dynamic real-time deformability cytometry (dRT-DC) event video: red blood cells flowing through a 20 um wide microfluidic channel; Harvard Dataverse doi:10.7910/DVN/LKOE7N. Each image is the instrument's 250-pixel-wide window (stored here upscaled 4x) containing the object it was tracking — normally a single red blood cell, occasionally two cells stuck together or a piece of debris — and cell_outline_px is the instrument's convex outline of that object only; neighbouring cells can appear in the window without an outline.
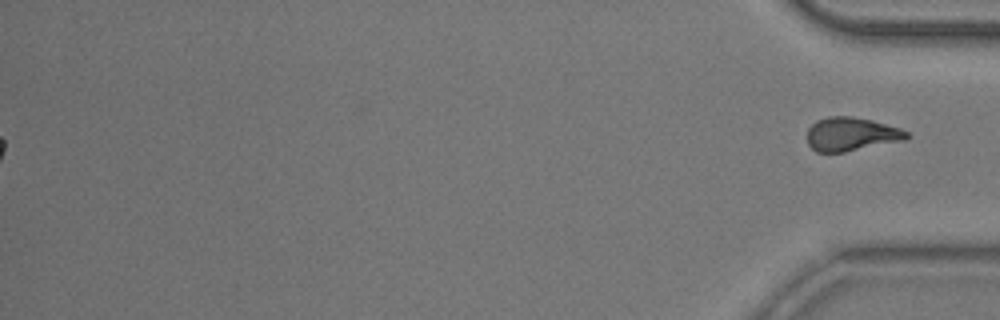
{"species": "common noctule bat (a hibernating species)", "species_latin": "Nyctalus noctula", "temperature_condition": "room temperature", "stored_images_in_passage": 41, "segment_of_instrument_passage": [2, 2], "camera_frame_rate_fps": 3000, "um_per_image_px": 0.085, "animal": {"sex": "male", "body_mass_g": 20.5, "forearm_length_mm": 52.5}, "frame": {"image": 1, "passage_image": 41, "time_ms": 13.333, "image_size_px": [1000, 320], "cell_outline_px": [[908, 136], [904, 140], [844, 152], [816, 152], [808, 144], [808, 128], [816, 120], [828, 116], [852, 116], [872, 120], [900, 128], [908, 132]], "centroid_in_image_um": [72.33, 11.39], "position_along_channel_um": 362.9, "area_um2": 19.42}}